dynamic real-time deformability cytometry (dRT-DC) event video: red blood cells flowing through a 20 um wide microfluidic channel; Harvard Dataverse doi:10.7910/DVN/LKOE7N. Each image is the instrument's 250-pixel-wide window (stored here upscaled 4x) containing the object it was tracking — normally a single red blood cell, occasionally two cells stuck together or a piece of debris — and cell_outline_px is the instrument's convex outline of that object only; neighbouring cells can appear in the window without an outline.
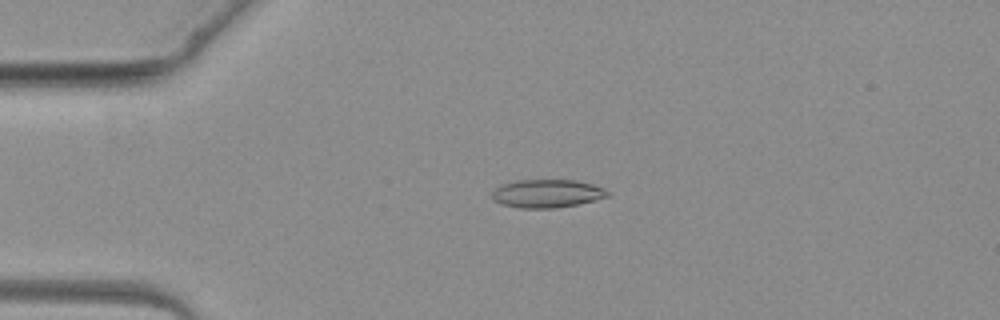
{"species": "common noctule bat (a hibernating species)", "species_latin": "Nyctalus noctula", "temperature_condition": "warm", "stored_images_in_passage": 3, "camera_frame_rate_fps": 3000, "um_per_image_px": 0.085, "animal": {"sex": "female", "body_mass_g": 19.3, "forearm_length_mm": 54.1}, "frame": {"image": 1, "passage_image": 2, "time_ms": 1.0, "image_size_px": [1000, 320], "cell_outline_px": [[608, 196], [596, 200], [556, 208], [520, 208], [500, 204], [492, 200], [492, 192], [500, 184], [516, 180], [576, 180], [592, 184], [604, 188], [608, 192]], "centroid_in_image_um": [46.45, 16.45], "position_along_channel_um": 38.5, "area_um2": 19.07}}